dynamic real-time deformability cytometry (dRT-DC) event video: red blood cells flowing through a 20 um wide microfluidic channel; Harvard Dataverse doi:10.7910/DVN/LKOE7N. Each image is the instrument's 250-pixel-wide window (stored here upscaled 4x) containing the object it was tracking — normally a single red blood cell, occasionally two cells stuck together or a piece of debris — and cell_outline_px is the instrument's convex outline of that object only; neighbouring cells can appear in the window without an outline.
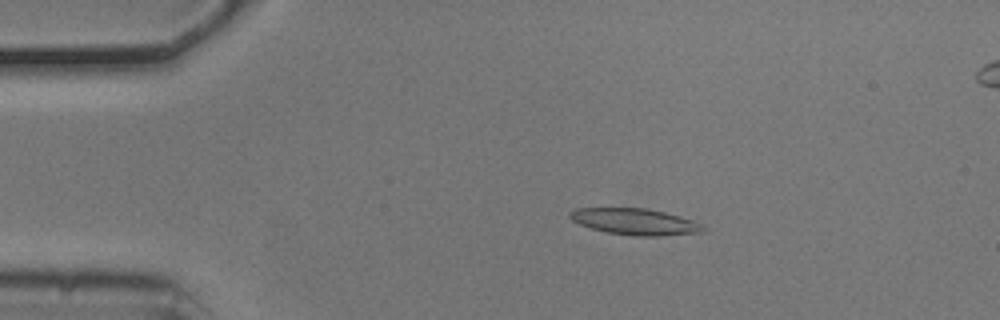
{"species": "common noctule bat (a hibernating species)", "species_latin": "Nyctalus noctula", "temperature_condition": "cold", "stored_images_in_passage": 49, "segment_of_instrument_passage": [1, 2], "camera_frame_rate_fps": 3000, "um_per_image_px": 0.085, "animal": {"sex": "male", "body_mass_g": 20.5, "forearm_length_mm": 52.5}, "frame": {"image": 1, "passage_image": 4, "time_ms": 1.0, "image_size_px": [1000, 320], "cell_outline_px": [[704, 228], [700, 232], [660, 236], [636, 236], [608, 232], [592, 228], [580, 224], [572, 220], [568, 216], [568, 212], [576, 208], [644, 208], [664, 212], [680, 216], [692, 220], [700, 224]], "centroid_in_image_um": [53.93, 18.83], "position_along_channel_um": 31.1, "area_um2": 20.17}}
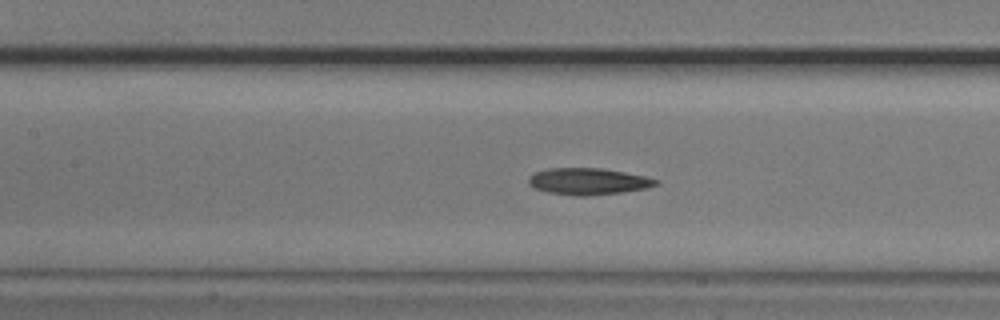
{"frame": {"image": 2, "passage_image": 18, "time_ms": 5.667, "image_size_px": [1000, 320], "cell_outline_px": [[660, 184], [648, 188], [624, 192], [588, 196], [576, 196], [548, 192], [536, 188], [528, 184], [528, 176], [536, 172], [548, 168], [600, 168], [648, 176], [660, 180]], "centroid_in_image_um": [50.05, 15.42], "position_along_channel_um": 157.3, "area_um2": 20.0}}
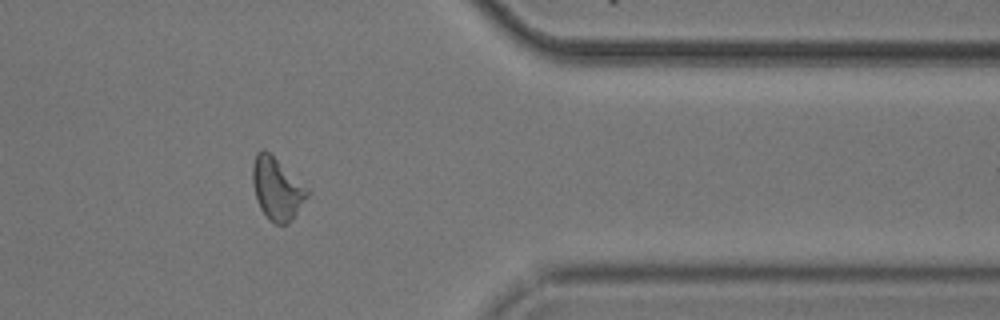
{"frame": {"image": 3, "passage_image": 38, "time_ms": 12.333, "image_size_px": [1000, 320], "cell_outline_px": [[312, 192], [288, 224], [276, 224], [268, 220], [260, 208], [252, 184], [252, 164], [256, 152], [264, 148], [308, 188]], "centroid_in_image_um": [23.54, 16.04], "position_along_channel_um": 387.9, "area_um2": 19.88}}